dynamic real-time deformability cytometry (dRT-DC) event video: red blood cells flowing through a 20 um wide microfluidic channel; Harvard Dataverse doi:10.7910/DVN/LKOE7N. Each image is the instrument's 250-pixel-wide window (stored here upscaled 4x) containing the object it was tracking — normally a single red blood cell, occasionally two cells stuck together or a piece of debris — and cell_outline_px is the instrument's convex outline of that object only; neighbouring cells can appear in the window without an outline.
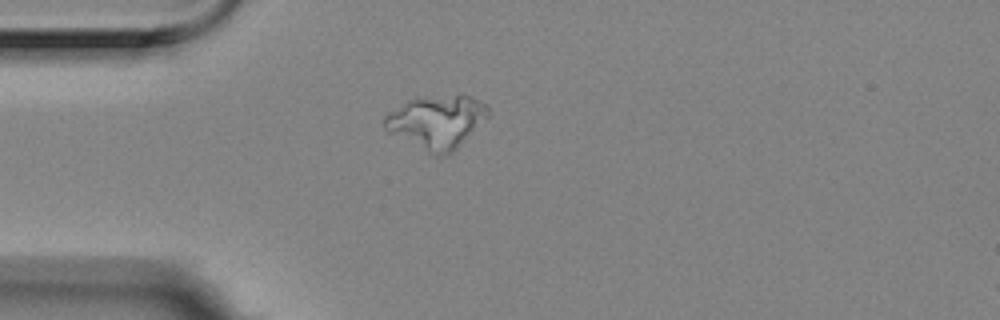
{"species": "Egyptian fruit bat (a non-hibernating species)", "species_latin": "Rousettus aegyptiacus", "temperature_condition": "room temperature", "stored_images_in_passage": 2, "camera_frame_rate_fps": 3000, "um_per_image_px": 0.085, "animal": {"sex": "female"}, "frame": {"image": 1, "passage_image": 1, "time_ms": 0.0, "image_size_px": [1000, 320], "cell_outline_px": [[488, 116], [452, 152], [444, 156], [432, 156], [388, 132], [384, 128], [384, 116], [388, 112], [408, 100], [416, 96], [460, 92], [480, 100], [488, 104]], "centroid_in_image_um": [37.1, 10.31], "position_along_channel_um": 47.9, "area_um2": 32.89}}
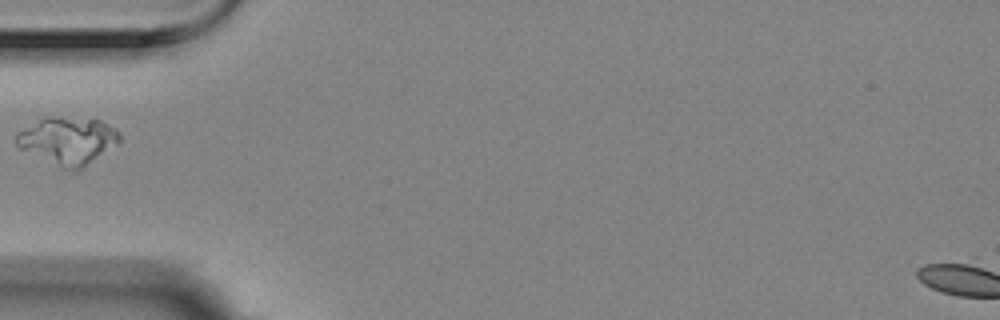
{"frame": {"image": 2, "passage_image": 2, "time_ms": 0.333, "image_size_px": [1000, 320], "cell_outline_px": [[120, 140], [116, 144], [80, 168], [68, 168], [20, 148], [16, 144], [16, 132], [44, 116], [100, 120], [116, 128], [120, 132]], "centroid_in_image_um": [5.76, 11.88], "position_along_channel_um": 79.2, "area_um2": 27.34}}